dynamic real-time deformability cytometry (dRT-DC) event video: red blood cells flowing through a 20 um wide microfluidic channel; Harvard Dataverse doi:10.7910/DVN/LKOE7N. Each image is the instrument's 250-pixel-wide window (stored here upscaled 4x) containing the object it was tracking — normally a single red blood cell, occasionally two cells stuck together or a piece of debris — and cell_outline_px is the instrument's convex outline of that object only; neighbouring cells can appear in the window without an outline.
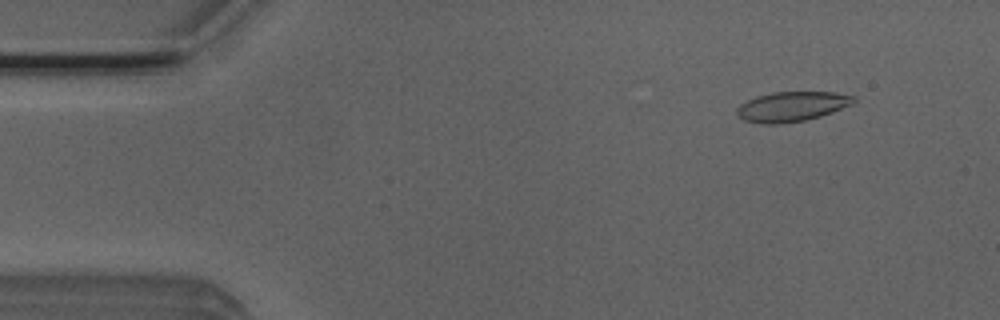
{"species": "Egyptian fruit bat (a non-hibernating species)", "species_latin": "Rousettus aegyptiacus", "temperature_condition": "room temperature", "stored_images_in_passage": 40, "camera_frame_rate_fps": 3000, "um_per_image_px": 0.085, "animal": {"sex": "male"}, "frame": {"image": 1, "passage_image": 5, "time_ms": 1.333, "image_size_px": [1000, 320], "cell_outline_px": [[856, 100], [852, 104], [832, 112], [820, 116], [804, 120], [780, 124], [764, 124], [744, 120], [736, 116], [736, 108], [740, 104], [756, 96], [772, 92], [836, 92], [856, 96]], "centroid_in_image_um": [67.29, 9.05], "position_along_channel_um": 17.7, "area_um2": 20.4}}
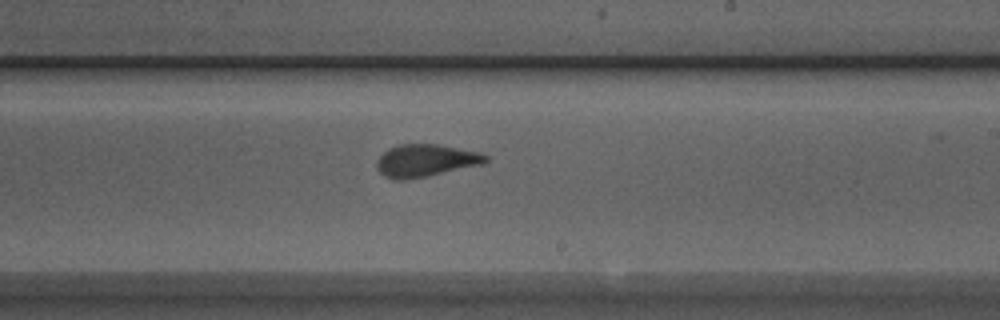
{"frame": {"image": 2, "passage_image": 30, "time_ms": 9.667, "image_size_px": [1000, 320], "cell_outline_px": [[488, 160], [484, 164], [428, 176], [408, 180], [396, 180], [384, 176], [376, 168], [376, 160], [388, 148], [400, 144], [436, 144], [480, 152], [488, 156]], "centroid_in_image_um": [36.17, 13.65], "position_along_channel_um": 252.8, "area_um2": 20.75}}
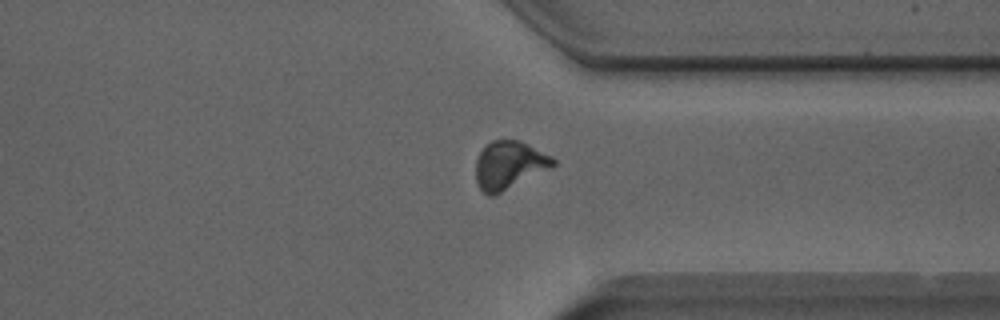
{"frame": {"image": 3, "passage_image": 39, "time_ms": 12.667, "image_size_px": [1000, 320], "cell_outline_px": [[556, 164], [496, 196], [488, 196], [480, 188], [476, 180], [476, 160], [480, 152], [492, 140], [520, 140], [552, 156], [556, 160]], "centroid_in_image_um": [43.27, 14.04], "position_along_channel_um": 368.1, "area_um2": 21.5}}